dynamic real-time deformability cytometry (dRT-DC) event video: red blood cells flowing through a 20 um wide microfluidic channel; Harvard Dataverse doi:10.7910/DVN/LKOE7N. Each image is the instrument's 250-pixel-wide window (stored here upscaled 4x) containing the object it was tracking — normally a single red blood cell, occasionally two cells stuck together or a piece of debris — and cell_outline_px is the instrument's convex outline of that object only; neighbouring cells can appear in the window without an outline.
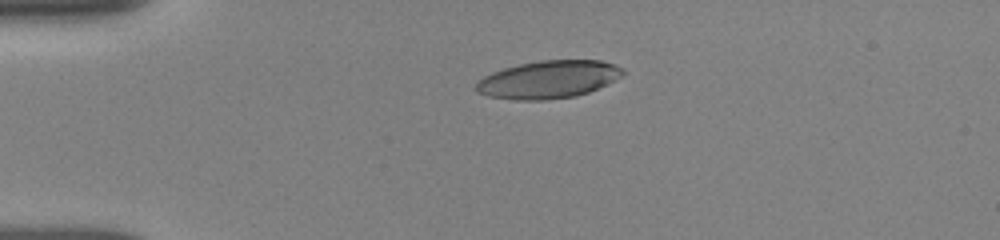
{"species": "human", "species_latin": "Homo sapiens", "temperature_condition": "room temperature", "stored_images_in_passage": 35, "camera_frame_rate_fps": 3000, "um_per_image_px": 0.085, "donor": {"sex": "female"}, "frame": {"image": 1, "passage_image": 1, "time_ms": 0.0, "image_size_px": [1000, 240], "cell_outline_px": [[624, 72], [620, 76], [608, 84], [588, 92], [576, 96], [544, 100], [516, 100], [488, 96], [476, 92], [476, 84], [484, 76], [492, 72], [504, 68], [520, 64], [540, 60], [600, 60], [624, 68]], "centroid_in_image_um": [46.61, 6.76], "position_along_channel_um": 38.4, "area_um2": 32.14}}
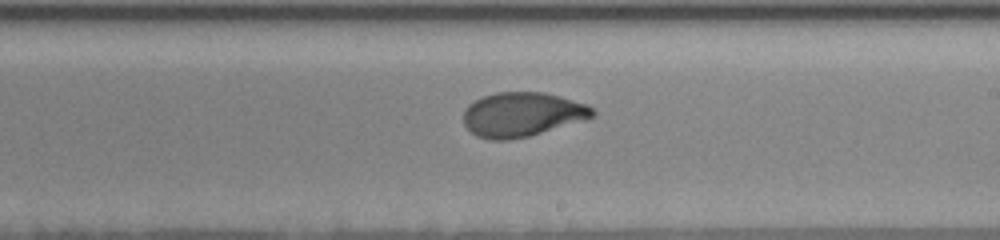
{"frame": {"image": 2, "passage_image": 14, "time_ms": 6.333, "image_size_px": [1000, 240], "cell_outline_px": [[596, 116], [588, 120], [528, 136], [508, 140], [488, 140], [476, 136], [464, 124], [464, 112], [468, 104], [484, 96], [496, 92], [544, 92], [560, 96], [588, 104], [596, 112]], "centroid_in_image_um": [44.43, 9.73], "position_along_channel_um": 244.6, "area_um2": 33.64}}
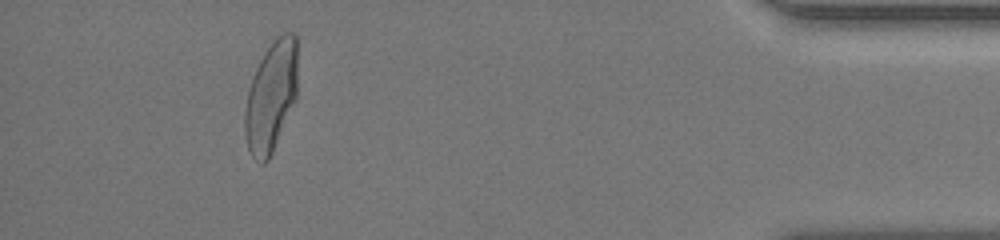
{"frame": {"image": 3, "passage_image": 31, "time_ms": 12.0, "image_size_px": [1000, 240], "cell_outline_px": [[296, 100], [272, 152], [268, 160], [264, 164], [260, 164], [252, 156], [248, 148], [244, 132], [244, 112], [248, 88], [252, 76], [264, 52], [272, 40], [276, 36], [284, 32], [292, 32], [296, 36]], "centroid_in_image_um": [23.02, 8.2], "position_along_channel_um": 412.2, "area_um2": 34.1}, "authors_computed_cell_mechanics": {"area_um2": 33.2928, "velocity_mm_per_s": 3.8642, "shape_relaxation_time_tau1_ms": 4.7231, "shape_relaxation_time_tau2_ms": 0.6093, "deformation_change_tau1": 0.1939, "deformation_change_tau2": 0.0475}}